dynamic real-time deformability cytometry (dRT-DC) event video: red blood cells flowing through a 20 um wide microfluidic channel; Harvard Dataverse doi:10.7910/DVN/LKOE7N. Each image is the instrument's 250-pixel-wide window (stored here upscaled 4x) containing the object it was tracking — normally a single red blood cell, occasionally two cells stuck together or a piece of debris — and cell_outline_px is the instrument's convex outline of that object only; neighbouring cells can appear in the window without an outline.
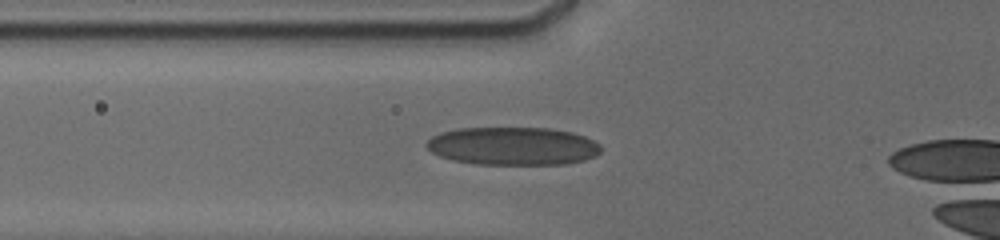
{"species": "human", "species_latin": "Homo sapiens", "temperature_condition": "cold", "stored_images_in_passage": 37, "camera_frame_rate_fps": 3000, "um_per_image_px": 0.085, "donor": {"sex": "male"}, "frame": {"image": 1, "passage_image": 9, "time_ms": 3.0, "image_size_px": [1000, 240], "cell_outline_px": [[600, 152], [596, 156], [584, 160], [564, 164], [472, 164], [452, 160], [440, 156], [432, 152], [424, 144], [432, 136], [444, 132], [460, 128], [548, 128], [572, 132], [584, 136], [600, 144]], "centroid_in_image_um": [43.6, 12.42], "position_along_channel_um": 82.2, "area_um2": 38.67}}
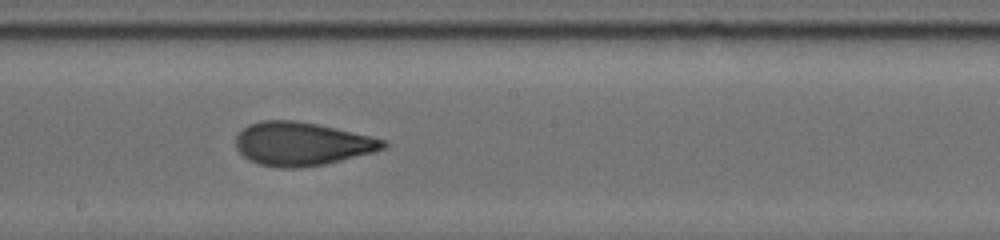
{"frame": {"image": 2, "passage_image": 20, "time_ms": 6.667, "image_size_px": [1000, 240], "cell_outline_px": [[388, 144], [384, 148], [376, 152], [324, 164], [300, 168], [280, 168], [260, 164], [248, 160], [236, 148], [236, 136], [248, 124], [260, 120], [296, 120], [316, 124], [368, 136], [384, 140]], "centroid_in_image_um": [25.62, 12.23], "position_along_channel_um": 222.6, "area_um2": 37.11}}
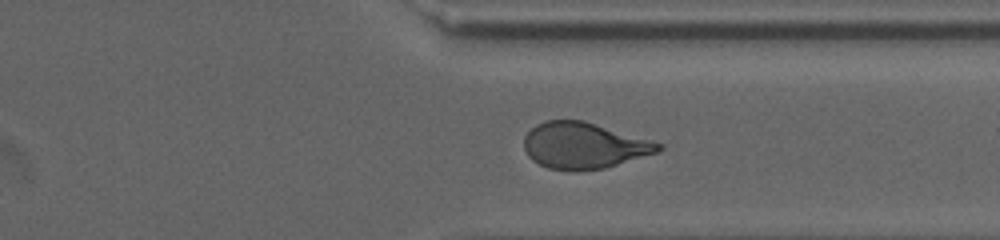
{"frame": {"image": 3, "passage_image": 30, "time_ms": 10.333, "image_size_px": [1000, 240], "cell_outline_px": [[664, 148], [660, 152], [604, 168], [576, 172], [572, 172], [548, 168], [532, 160], [528, 156], [524, 148], [524, 136], [536, 124], [544, 120], [584, 120], [664, 144]], "centroid_in_image_um": [49.64, 12.38], "position_along_channel_um": 361.8, "area_um2": 36.53}}